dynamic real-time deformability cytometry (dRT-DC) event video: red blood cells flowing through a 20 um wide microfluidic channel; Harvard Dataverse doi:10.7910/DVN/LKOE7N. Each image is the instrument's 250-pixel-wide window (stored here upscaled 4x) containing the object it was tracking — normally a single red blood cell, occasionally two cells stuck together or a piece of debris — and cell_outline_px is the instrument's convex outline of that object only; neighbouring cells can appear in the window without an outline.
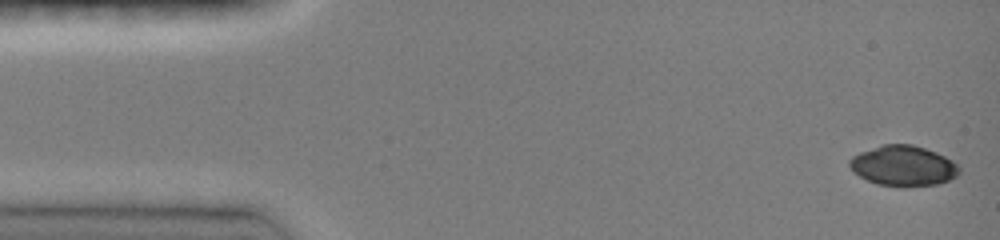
{"species": "common noctule bat (a hibernating species)", "species_latin": "Nyctalus noctula", "temperature_condition": "room temperature", "stored_images_in_passage": 35, "camera_frame_rate_fps": 3000, "um_per_image_px": 0.085, "animal": {"sex": "female", "body_mass_g": 19.0, "forearm_length_mm": 51.5}, "frame": {"image": 1, "passage_image": 1, "time_ms": 0.0, "image_size_px": [1000, 240], "cell_outline_px": [[960, 172], [956, 176], [948, 180], [936, 184], [908, 188], [900, 188], [876, 184], [852, 172], [848, 164], [848, 160], [852, 156], [860, 152], [884, 144], [912, 144], [936, 152], [952, 160], [960, 168]], "centroid_in_image_um": [76.75, 14.12], "position_along_channel_um": 8.2, "area_um2": 26.13}}
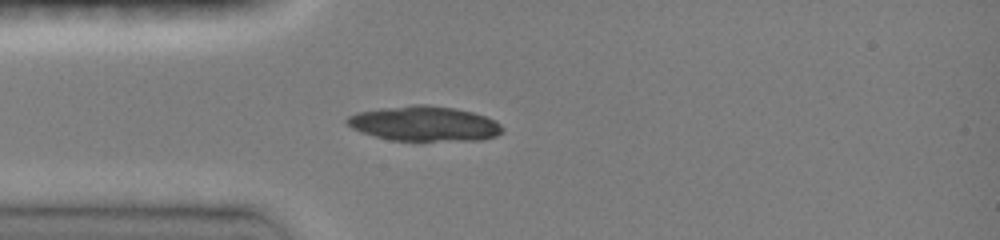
{"frame": {"image": 2, "passage_image": 13, "time_ms": 3.667, "image_size_px": [1000, 240], "cell_outline_px": [[504, 132], [496, 136], [480, 140], [392, 140], [360, 132], [352, 128], [344, 120], [348, 116], [356, 112], [380, 108], [412, 104], [428, 104], [452, 108], [472, 112], [484, 116], [500, 124], [504, 128]], "centroid_in_image_um": [36.04, 10.5], "position_along_channel_um": 49.0, "area_um2": 31.56}}